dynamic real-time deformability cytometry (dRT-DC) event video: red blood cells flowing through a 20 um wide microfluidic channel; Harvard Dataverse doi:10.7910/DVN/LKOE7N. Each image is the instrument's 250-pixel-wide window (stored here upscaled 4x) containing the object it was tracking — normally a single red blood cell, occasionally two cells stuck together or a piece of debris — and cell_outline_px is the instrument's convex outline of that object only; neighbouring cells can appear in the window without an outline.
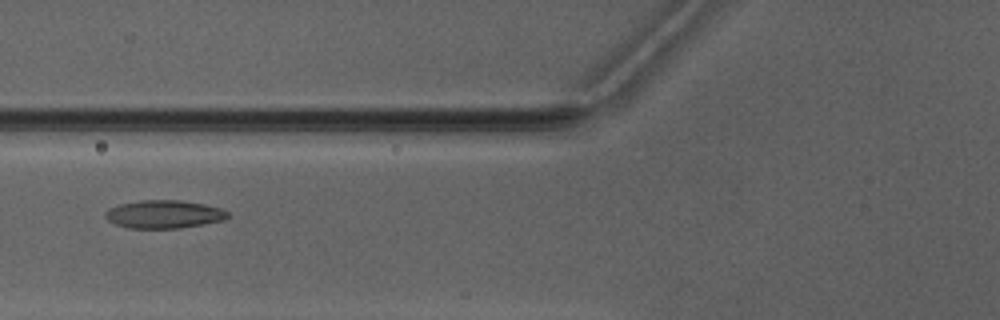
{"species": "Egyptian fruit bat (a non-hibernating species)", "species_latin": "Rousettus aegyptiacus", "temperature_condition": "warm", "stored_images_in_passage": 6, "camera_frame_rate_fps": 3000, "um_per_image_px": 0.085, "animal": {"sex": "male"}, "frame": {"image": 1, "passage_image": 6, "time_ms": 7.0, "image_size_px": [1000, 320], "cell_outline_px": [[228, 216], [224, 220], [204, 224], [180, 228], [128, 228], [116, 224], [108, 220], [104, 216], [104, 212], [108, 208], [120, 204], [140, 200], [180, 200], [204, 204], [220, 208], [228, 212]], "centroid_in_image_um": [13.91, 18.21], "position_along_channel_um": 111.9, "area_um2": 20.06}}